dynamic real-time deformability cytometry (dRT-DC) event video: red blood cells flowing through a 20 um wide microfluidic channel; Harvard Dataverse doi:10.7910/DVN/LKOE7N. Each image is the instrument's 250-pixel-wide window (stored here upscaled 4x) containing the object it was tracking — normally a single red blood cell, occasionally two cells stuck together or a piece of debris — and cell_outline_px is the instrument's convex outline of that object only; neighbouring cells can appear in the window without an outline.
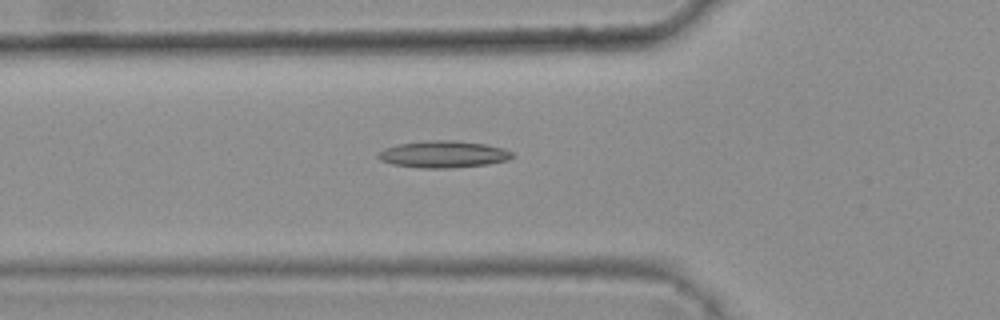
{"species": "common noctule bat (a hibernating species)", "species_latin": "Nyctalus noctula", "temperature_condition": "warm", "stored_images_in_passage": 47, "camera_frame_rate_fps": 3000, "um_per_image_px": 0.085, "animal": {"sex": "female", "body_mass_g": 25.1}, "frame": {"image": 1, "passage_image": 18, "time_ms": 5.667, "image_size_px": [1000, 320], "cell_outline_px": [[516, 156], [508, 160], [488, 164], [452, 168], [420, 168], [392, 164], [380, 160], [376, 156], [376, 152], [384, 148], [396, 144], [428, 140], [456, 140], [484, 144], [504, 148], [512, 152]], "centroid_in_image_um": [37.66, 13.11], "position_along_channel_um": 88.1, "area_um2": 21.33}}
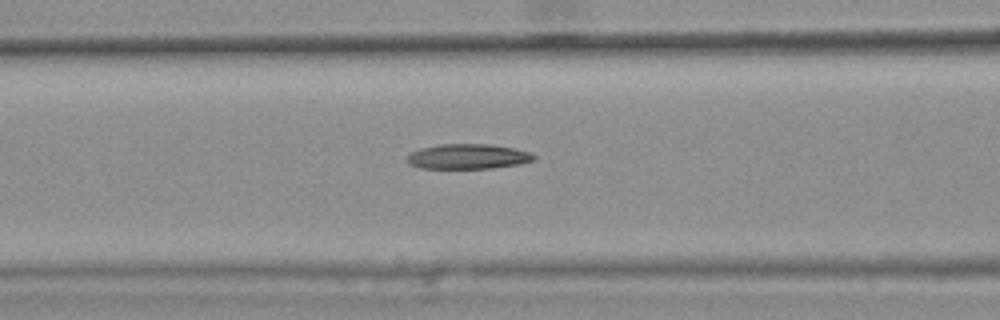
{"frame": {"image": 2, "passage_image": 21, "time_ms": 6.667, "image_size_px": [1000, 320], "cell_outline_px": [[536, 160], [520, 164], [492, 168], [420, 168], [408, 164], [404, 160], [404, 156], [420, 148], [440, 144], [488, 144], [512, 148], [528, 152], [536, 156]], "centroid_in_image_um": [39.71, 13.31], "position_along_channel_um": 126.9, "area_um2": 18.61}}
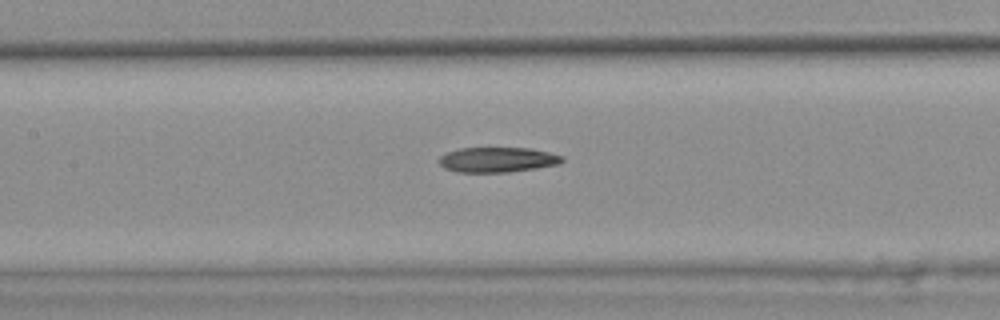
{"frame": {"image": 3, "passage_image": 24, "time_ms": 7.667, "image_size_px": [1000, 320], "cell_outline_px": [[564, 160], [560, 164], [536, 168], [508, 172], [456, 172], [444, 168], [436, 160], [440, 156], [448, 152], [460, 148], [532, 148], [564, 156]], "centroid_in_image_um": [42.28, 13.57], "position_along_channel_um": 165.1, "area_um2": 18.09}}